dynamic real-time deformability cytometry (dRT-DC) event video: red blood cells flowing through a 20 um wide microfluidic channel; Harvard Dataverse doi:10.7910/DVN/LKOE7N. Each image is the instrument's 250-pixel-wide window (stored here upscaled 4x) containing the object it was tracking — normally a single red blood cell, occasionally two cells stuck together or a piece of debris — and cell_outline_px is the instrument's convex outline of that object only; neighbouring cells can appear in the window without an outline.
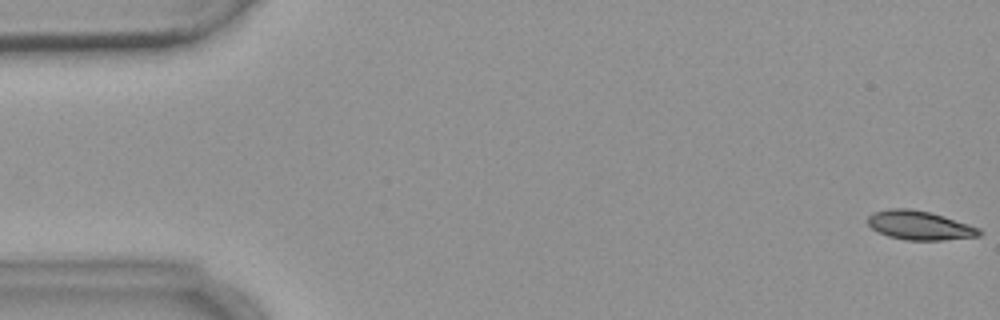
{"species": "common noctule bat (a hibernating species)", "species_latin": "Nyctalus noctula", "temperature_condition": "warm", "stored_images_in_passage": 5, "camera_frame_rate_fps": 3000, "um_per_image_px": 0.085, "animal": {"sex": "female", "body_mass_g": 18.4}, "frame": {"image": 1, "passage_image": 1, "time_ms": 0.0, "image_size_px": [1000, 320], "cell_outline_px": [[984, 232], [980, 236], [944, 240], [904, 240], [888, 236], [872, 228], [868, 224], [868, 216], [872, 212], [888, 208], [912, 208], [944, 216], [980, 228]], "centroid_in_image_um": [78.17, 19.15], "position_along_channel_um": 6.8, "area_um2": 18.96}}
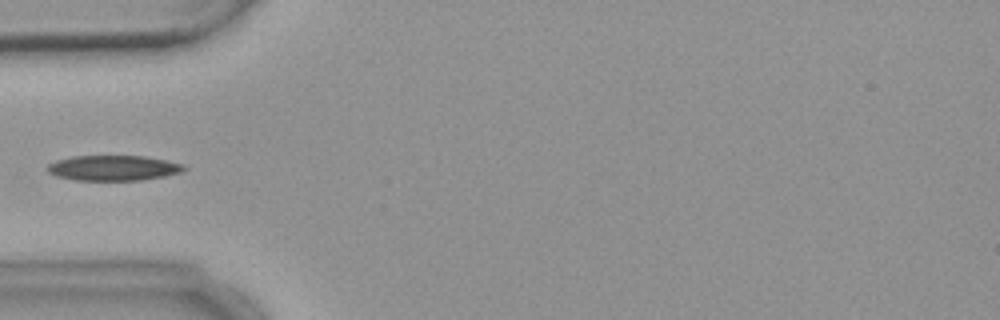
{"frame": {"image": 2, "passage_image": 5, "time_ms": 5.667, "image_size_px": [1000, 320], "cell_outline_px": [[188, 168], [184, 172], [164, 176], [140, 180], [76, 180], [56, 176], [48, 172], [44, 168], [48, 164], [56, 160], [72, 156], [144, 156], [184, 164]], "centroid_in_image_um": [9.63, 14.27], "position_along_channel_um": 75.4, "area_um2": 20.23}}